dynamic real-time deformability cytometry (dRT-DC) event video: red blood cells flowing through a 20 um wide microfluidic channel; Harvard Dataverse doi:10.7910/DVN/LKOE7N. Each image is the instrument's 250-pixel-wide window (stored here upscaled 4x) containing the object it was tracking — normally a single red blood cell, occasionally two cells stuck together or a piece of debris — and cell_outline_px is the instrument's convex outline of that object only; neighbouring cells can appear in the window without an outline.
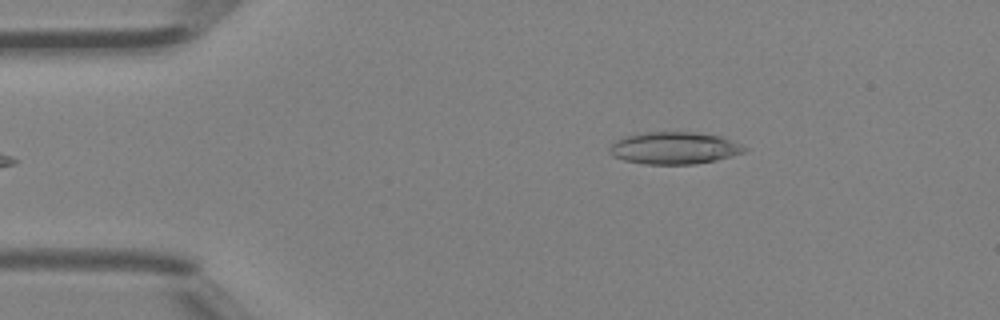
{"species": "Egyptian fruit bat (a non-hibernating species)", "species_latin": "Rousettus aegyptiacus", "temperature_condition": "room temperature", "stored_images_in_passage": 4, "camera_frame_rate_fps": 3000, "um_per_image_px": 0.085, "animal": {"sex": "female"}, "frame": {"image": 1, "passage_image": 4, "time_ms": 1.0, "image_size_px": [1000, 320], "cell_outline_px": [[748, 148], [744, 152], [732, 156], [716, 160], [696, 164], [644, 164], [624, 160], [612, 156], [608, 152], [608, 148], [616, 140], [624, 136], [636, 132], [692, 132], [720, 136], [732, 140]], "centroid_in_image_um": [57.27, 12.58], "position_along_channel_um": 27.7, "area_um2": 25.49}}